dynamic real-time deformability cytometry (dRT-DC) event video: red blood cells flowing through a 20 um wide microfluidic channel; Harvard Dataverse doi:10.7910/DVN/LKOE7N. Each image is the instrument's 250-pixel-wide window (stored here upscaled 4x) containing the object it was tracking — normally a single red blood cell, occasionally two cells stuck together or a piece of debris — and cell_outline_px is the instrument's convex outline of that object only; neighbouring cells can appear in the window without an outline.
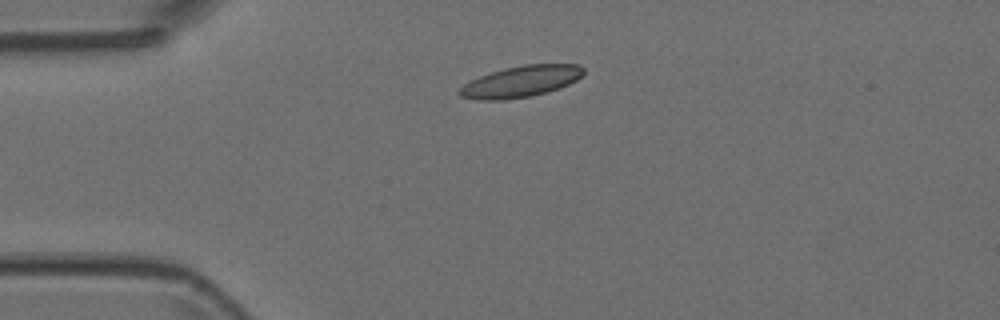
{"species": "Egyptian fruit bat (a non-hibernating species)", "species_latin": "Rousettus aegyptiacus", "temperature_condition": "room temperature", "stored_images_in_passage": 2, "camera_frame_rate_fps": 3000, "um_per_image_px": 0.085, "animal": {"sex": "female"}, "frame": {"image": 1, "passage_image": 2, "time_ms": 0.333, "image_size_px": [1000, 320], "cell_outline_px": [[584, 76], [568, 84], [544, 92], [528, 96], [504, 100], [476, 100], [460, 96], [456, 92], [464, 84], [480, 76], [504, 68], [524, 64], [580, 64], [584, 68]], "centroid_in_image_um": [44.27, 6.92], "position_along_channel_um": 40.7, "area_um2": 22.48}}